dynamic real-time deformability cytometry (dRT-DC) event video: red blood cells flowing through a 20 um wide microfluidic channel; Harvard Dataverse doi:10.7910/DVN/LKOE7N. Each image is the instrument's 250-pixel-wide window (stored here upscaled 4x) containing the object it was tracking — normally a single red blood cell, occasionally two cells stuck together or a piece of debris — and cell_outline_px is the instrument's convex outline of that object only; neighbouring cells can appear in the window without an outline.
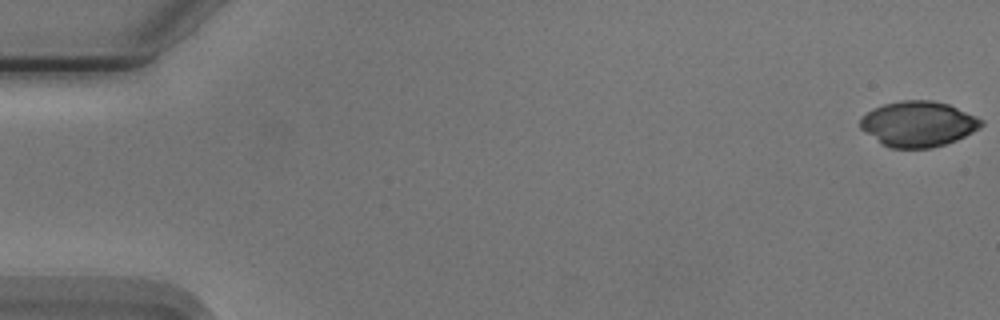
{"species": "Egyptian fruit bat (a non-hibernating species)", "species_latin": "Rousettus aegyptiacus", "temperature_condition": "cold", "stored_images_in_passage": 8, "camera_frame_rate_fps": 3000, "um_per_image_px": 0.085, "animal": {"sex": "male"}, "frame": {"image": 1, "passage_image": 1, "time_ms": 0.0, "image_size_px": [1000, 320], "cell_outline_px": [[984, 124], [980, 128], [956, 140], [932, 148], [892, 148], [884, 144], [860, 128], [860, 116], [872, 108], [884, 104], [900, 100], [932, 100], [948, 104], [984, 120]], "centroid_in_image_um": [78.04, 10.52], "position_along_channel_um": 7.0, "area_um2": 31.91}}